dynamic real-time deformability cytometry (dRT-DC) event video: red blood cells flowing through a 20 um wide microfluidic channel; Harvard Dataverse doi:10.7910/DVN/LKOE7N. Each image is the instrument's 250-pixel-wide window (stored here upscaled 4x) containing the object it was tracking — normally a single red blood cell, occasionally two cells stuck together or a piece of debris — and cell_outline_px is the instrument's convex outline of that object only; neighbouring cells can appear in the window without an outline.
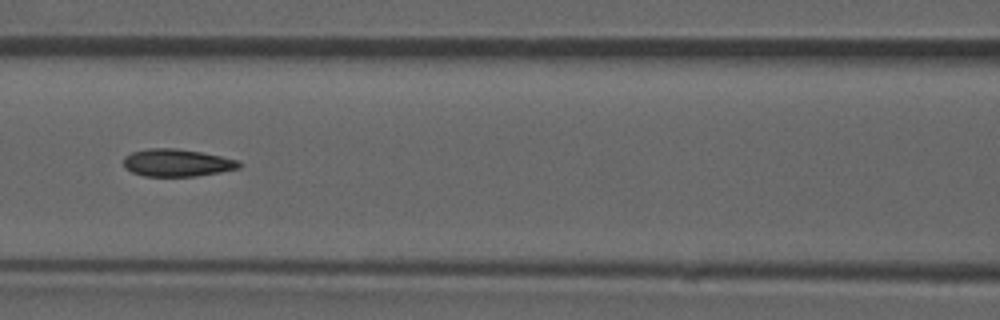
{"species": "common noctule bat (a hibernating species)", "species_latin": "Nyctalus noctula", "temperature_condition": "room temperature", "stored_images_in_passage": 51, "camera_frame_rate_fps": 3000, "um_per_image_px": 0.085, "animal": {"sex": "male", "forearm_length_mm": 52.5}, "frame": {"image": 1, "passage_image": 22, "time_ms": 7.0, "image_size_px": [1000, 320], "cell_outline_px": [[244, 164], [240, 168], [220, 172], [196, 176], [144, 176], [132, 172], [124, 168], [124, 156], [132, 152], [148, 148], [176, 148], [200, 152], [240, 160]], "centroid_in_image_um": [15.06, 13.83], "position_along_channel_um": 151.5, "area_um2": 18.61}, "authors_computed_cell_mechanics": {"area_um2": 18.7272, "velocity_mm_per_s": 3.9363, "shape_relaxation_time_tau1_ms": null, "shape_relaxation_time_tau2_ms": 3.3326, "deformation_change_tau1": null, "deformation_change_tau2": 0.1056}}